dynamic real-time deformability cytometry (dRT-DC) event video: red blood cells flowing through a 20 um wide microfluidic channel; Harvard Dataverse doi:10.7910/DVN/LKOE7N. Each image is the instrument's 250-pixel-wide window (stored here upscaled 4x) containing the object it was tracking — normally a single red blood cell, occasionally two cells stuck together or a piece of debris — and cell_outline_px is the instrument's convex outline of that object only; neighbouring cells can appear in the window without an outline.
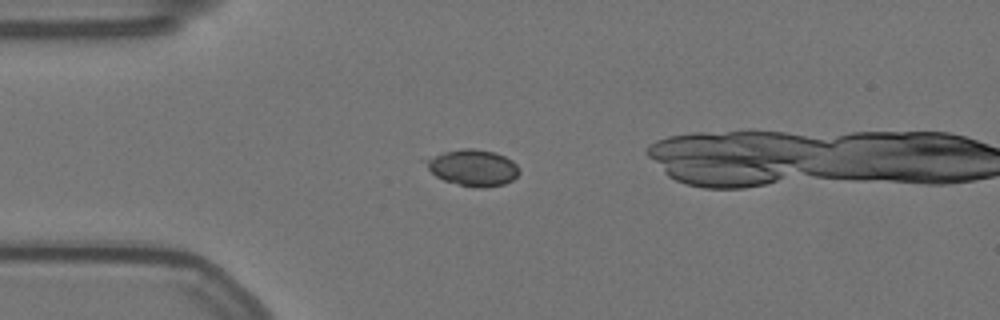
{"species": "Egyptian fruit bat (a non-hibernating species)", "species_latin": "Rousettus aegyptiacus", "temperature_condition": "warm", "stored_images_in_passage": 47, "camera_frame_rate_fps": 3000, "um_per_image_px": 0.085, "animal": {"sex": "female"}, "frame": {"image": 1, "passage_image": 3, "time_ms": 0.667, "image_size_px": [1000, 320], "cell_outline_px": [[520, 172], [512, 180], [504, 184], [484, 188], [476, 188], [444, 180], [436, 176], [420, 160], [444, 152], [460, 148], [472, 148], [496, 152], [512, 160], [516, 164]], "centroid_in_image_um": [40.18, 14.24], "position_along_channel_um": 44.8, "area_um2": 19.88}}
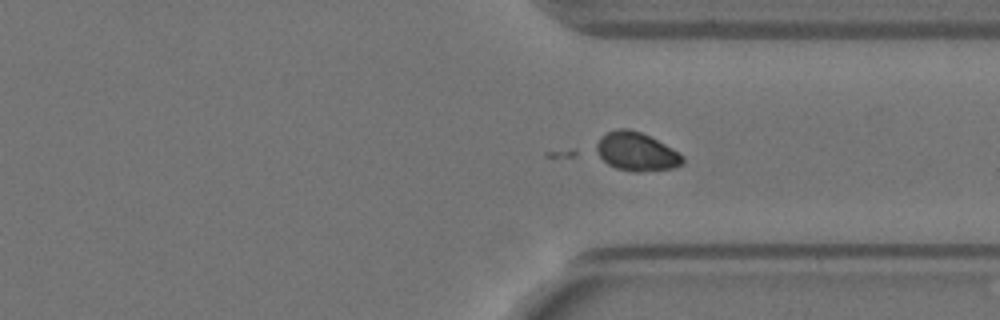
{"frame": {"image": 2, "passage_image": 31, "time_ms": 10.0, "image_size_px": [1000, 320], "cell_outline_px": [[684, 164], [672, 168], [640, 172], [632, 172], [616, 168], [608, 164], [600, 156], [596, 148], [596, 144], [600, 136], [616, 128], [628, 128], [640, 132], [672, 148], [684, 156]], "centroid_in_image_um": [54.1, 12.89], "position_along_channel_um": 357.3, "area_um2": 19.31}}